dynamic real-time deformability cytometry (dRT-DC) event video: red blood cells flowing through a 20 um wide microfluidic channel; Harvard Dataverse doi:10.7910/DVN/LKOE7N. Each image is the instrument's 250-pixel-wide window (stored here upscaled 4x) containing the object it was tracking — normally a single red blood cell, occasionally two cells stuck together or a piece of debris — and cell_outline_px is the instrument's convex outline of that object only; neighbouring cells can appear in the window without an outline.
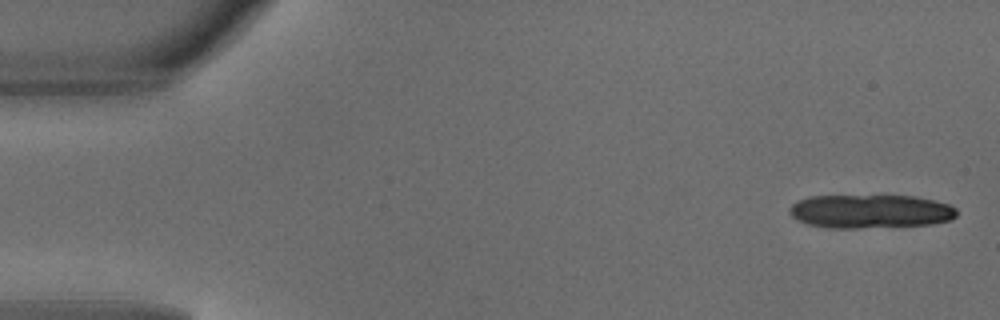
{"species": "common noctule bat (a hibernating species)", "species_latin": "Nyctalus noctula", "temperature_condition": "warm", "stored_images_in_passage": 4, "camera_frame_rate_fps": 3000, "um_per_image_px": 0.085, "animal": {"sex": "male", "body_mass_g": 18.8}, "frame": {"image": 1, "passage_image": 1, "time_ms": 0.0, "image_size_px": [1000, 320], "cell_outline_px": [[956, 216], [952, 220], [932, 224], [856, 228], [824, 228], [808, 224], [796, 220], [788, 212], [788, 208], [796, 200], [808, 196], [912, 196], [932, 200], [948, 204], [956, 208]], "centroid_in_image_um": [73.92, 17.97], "position_along_channel_um": 11.1, "area_um2": 32.95}}